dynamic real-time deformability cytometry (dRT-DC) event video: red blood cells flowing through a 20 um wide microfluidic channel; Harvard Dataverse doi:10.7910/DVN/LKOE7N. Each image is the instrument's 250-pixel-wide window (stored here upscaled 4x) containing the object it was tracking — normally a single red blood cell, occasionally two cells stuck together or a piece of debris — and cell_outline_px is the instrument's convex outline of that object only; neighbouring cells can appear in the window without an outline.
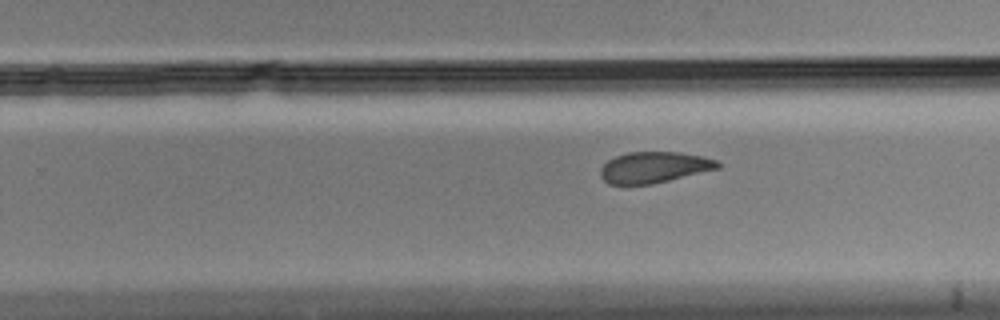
{"species": "Egyptian fruit bat (a non-hibernating species)", "species_latin": "Rousettus aegyptiacus", "temperature_condition": "cold", "stored_images_in_passage": 11, "camera_frame_rate_fps": 3000, "um_per_image_px": 0.085, "animal": {"sex": "male"}, "frame": {"image": 1, "passage_image": 11, "time_ms": 3.333, "image_size_px": [1000, 320], "cell_outline_px": [[720, 168], [652, 184], [608, 184], [600, 176], [600, 168], [608, 160], [616, 156], [628, 152], [680, 152], [700, 156], [716, 160], [720, 164]], "centroid_in_image_um": [55.57, 14.22], "position_along_channel_um": 274.2, "area_um2": 21.1}}